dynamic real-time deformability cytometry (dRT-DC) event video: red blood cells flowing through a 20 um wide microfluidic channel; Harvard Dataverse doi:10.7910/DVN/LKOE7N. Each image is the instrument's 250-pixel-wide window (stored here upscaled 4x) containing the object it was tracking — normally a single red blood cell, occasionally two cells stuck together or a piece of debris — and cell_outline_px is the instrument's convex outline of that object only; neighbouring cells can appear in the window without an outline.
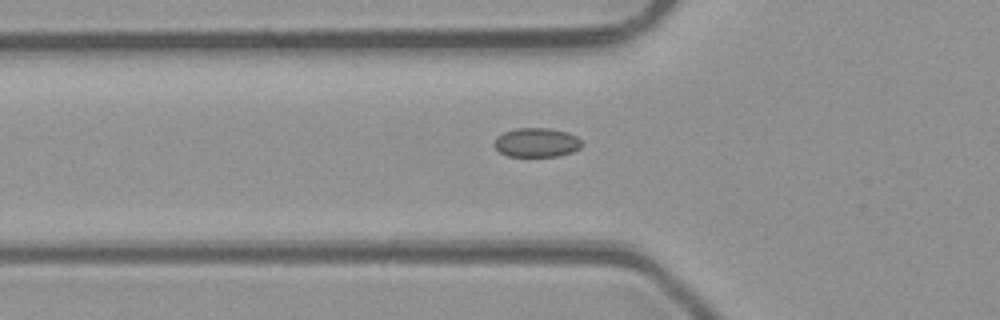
{"species": "common noctule bat (a hibernating species)", "species_latin": "Nyctalus noctula", "temperature_condition": "room temperature", "stored_images_in_passage": 3, "camera_frame_rate_fps": 3000, "um_per_image_px": 0.085, "animal": {"sex": "male", "body_mass_g": 23.1, "forearm_length_mm": 52.7}, "frame": {"image": 1, "passage_image": 3, "time_ms": 2.333, "image_size_px": [1000, 320], "cell_outline_px": [[584, 144], [580, 148], [572, 152], [556, 156], [508, 156], [500, 152], [492, 144], [496, 136], [504, 132], [516, 128], [552, 128], [576, 136]], "centroid_in_image_um": [45.59, 12.11], "position_along_channel_um": 80.2, "area_um2": 14.91}}